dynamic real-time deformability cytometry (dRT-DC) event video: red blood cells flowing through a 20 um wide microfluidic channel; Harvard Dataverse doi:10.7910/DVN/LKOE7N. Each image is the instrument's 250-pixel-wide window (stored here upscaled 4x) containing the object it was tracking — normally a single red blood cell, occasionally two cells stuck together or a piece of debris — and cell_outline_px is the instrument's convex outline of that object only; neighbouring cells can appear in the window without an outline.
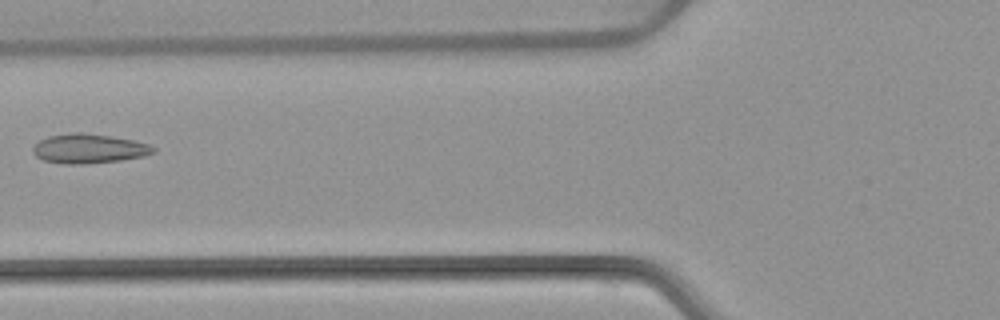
{"species": "common noctule bat (a hibernating species)", "species_latin": "Nyctalus noctula", "temperature_condition": "warm", "stored_images_in_passage": 6, "camera_frame_rate_fps": 3000, "um_per_image_px": 0.085, "animal": {"sex": "female", "body_mass_g": 22.7, "forearm_length_mm": 54.2}, "frame": {"image": 1, "passage_image": 5, "time_ms": 5.0, "image_size_px": [1000, 320], "cell_outline_px": [[156, 152], [144, 156], [120, 160], [84, 164], [64, 164], [44, 160], [36, 156], [32, 152], [32, 148], [40, 140], [48, 136], [76, 132], [80, 132], [112, 136], [132, 140], [148, 144], [156, 148]], "centroid_in_image_um": [7.56, 12.63], "position_along_channel_um": 118.2, "area_um2": 20.58}}
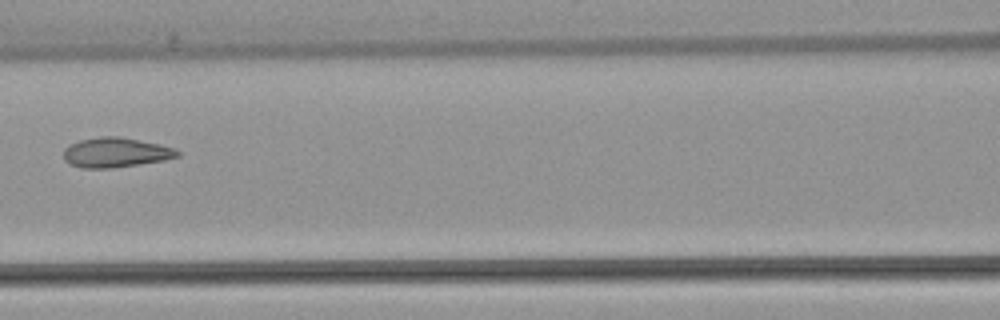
{"frame": {"image": 2, "passage_image": 6, "time_ms": 6.0, "image_size_px": [1000, 320], "cell_outline_px": [[180, 156], [164, 160], [112, 168], [80, 168], [64, 160], [64, 148], [80, 140], [100, 136], [120, 136], [160, 144], [176, 148], [180, 152]], "centroid_in_image_um": [9.86, 12.95], "position_along_channel_um": 156.7, "area_um2": 19.77}}